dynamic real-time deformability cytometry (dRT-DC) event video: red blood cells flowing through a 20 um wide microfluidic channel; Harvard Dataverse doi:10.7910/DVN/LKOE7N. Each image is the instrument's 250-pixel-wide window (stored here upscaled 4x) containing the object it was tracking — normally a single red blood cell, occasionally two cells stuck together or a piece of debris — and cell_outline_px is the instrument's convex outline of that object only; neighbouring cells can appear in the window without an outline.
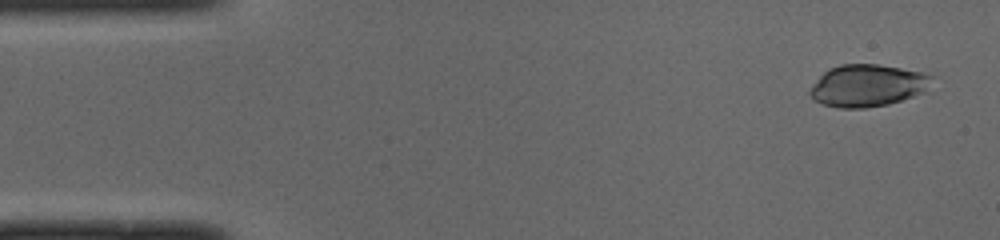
{"species": "common noctule bat (a hibernating species)", "species_latin": "Nyctalus noctula", "temperature_condition": "cold", "stored_images_in_passage": 49, "camera_frame_rate_fps": 3000, "um_per_image_px": 0.085, "animal": {"sex": "male", "body_mass_g": 19.0, "forearm_length_mm": 50.8}, "frame": {"image": 1, "passage_image": 2, "time_ms": 0.333, "image_size_px": [1000, 240], "cell_outline_px": [[932, 76], [924, 92], [888, 104], [864, 108], [836, 108], [824, 104], [816, 100], [808, 92], [820, 76], [828, 68], [840, 64], [876, 64], [900, 68], [920, 72]], "centroid_in_image_um": [73.7, 7.27], "position_along_channel_um": 11.3, "area_um2": 29.42}}
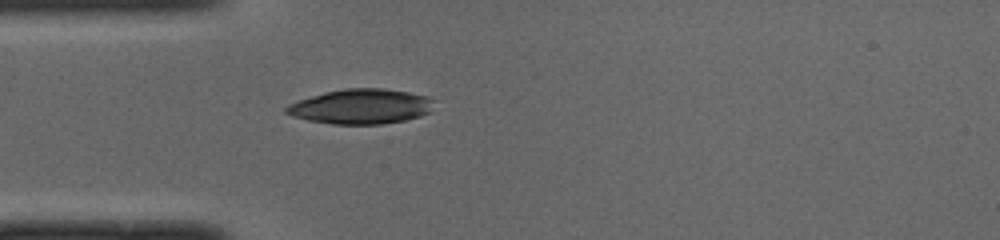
{"frame": {"image": 2, "passage_image": 13, "time_ms": 4.0, "image_size_px": [1000, 240], "cell_outline_px": [[432, 100], [428, 112], [420, 116], [404, 120], [380, 124], [332, 124], [308, 120], [292, 116], [284, 112], [284, 108], [288, 104], [324, 92], [344, 88], [384, 88], [408, 92], [428, 96]], "centroid_in_image_um": [30.63, 9.05], "position_along_channel_um": 54.4, "area_um2": 29.82}}
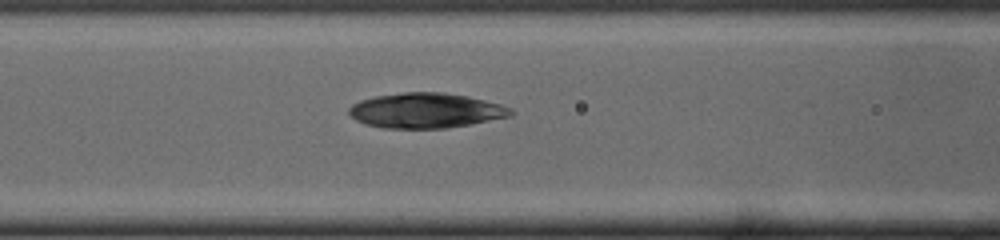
{"frame": {"image": 3, "passage_image": 19, "time_ms": 6.0, "image_size_px": [1000, 240], "cell_outline_px": [[516, 112], [512, 116], [468, 124], [444, 128], [384, 128], [364, 124], [356, 120], [348, 112], [348, 108], [352, 104], [360, 100], [376, 96], [404, 92], [440, 92], [468, 96], [500, 104], [512, 108]], "centroid_in_image_um": [36.19, 9.39], "position_along_channel_um": 130.4, "area_um2": 33.0}}